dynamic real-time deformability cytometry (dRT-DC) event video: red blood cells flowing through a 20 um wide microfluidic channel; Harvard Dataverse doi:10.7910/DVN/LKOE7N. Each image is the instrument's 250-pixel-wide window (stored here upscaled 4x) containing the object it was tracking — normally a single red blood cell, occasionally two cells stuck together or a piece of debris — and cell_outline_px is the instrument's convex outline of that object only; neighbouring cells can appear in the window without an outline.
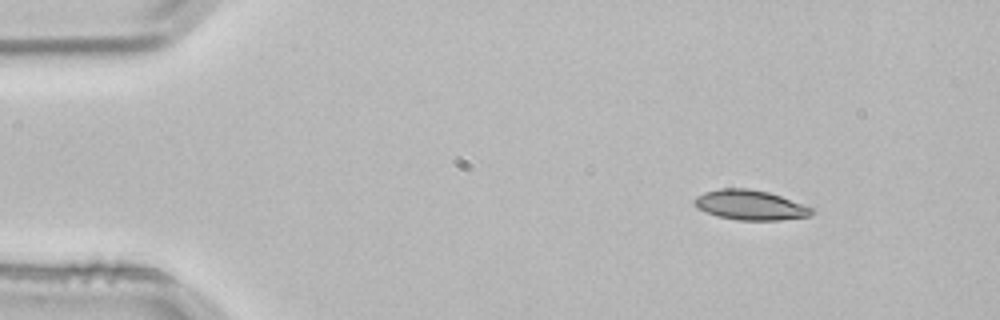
{"species": "common noctule bat (a hibernating species)", "species_latin": "Nyctalus noctula", "temperature_condition": "room temperature", "stored_images_in_passage": 2, "camera_frame_rate_fps": 3000, "um_per_image_px": 0.085, "animal": {"sex": "male", "body_mass_g": 21.5, "forearm_length_mm": 52.0}, "frame": {"image": 1, "passage_image": 1, "time_ms": 0.0, "image_size_px": [1000, 320], "cell_outline_px": [[816, 212], [812, 216], [780, 220], [736, 220], [716, 216], [704, 212], [696, 208], [692, 200], [696, 196], [704, 192], [720, 188], [748, 188], [768, 192], [816, 208]], "centroid_in_image_um": [63.78, 17.43], "position_along_channel_um": 21.2, "area_um2": 20.87}}